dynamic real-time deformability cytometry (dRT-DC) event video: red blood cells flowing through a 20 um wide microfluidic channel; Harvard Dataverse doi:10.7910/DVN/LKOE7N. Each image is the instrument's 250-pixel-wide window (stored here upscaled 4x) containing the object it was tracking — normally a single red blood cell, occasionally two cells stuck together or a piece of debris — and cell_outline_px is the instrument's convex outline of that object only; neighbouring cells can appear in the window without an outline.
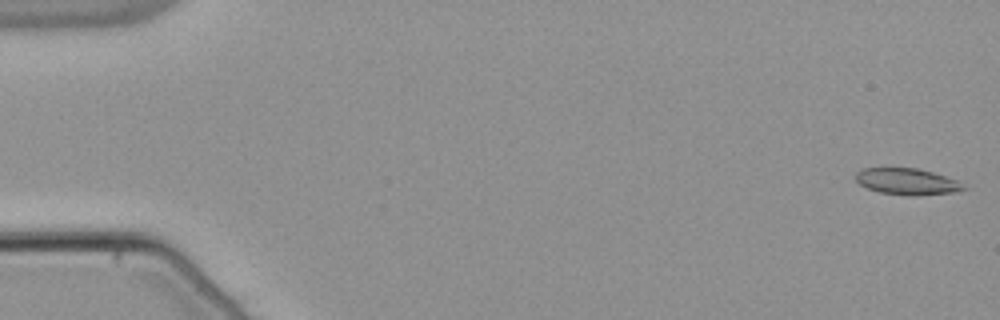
{"species": "common noctule bat (a hibernating species)", "species_latin": "Nyctalus noctula", "temperature_condition": "warm", "stored_images_in_passage": 54, "camera_frame_rate_fps": 3000, "um_per_image_px": 0.085, "animal": {"sex": "male", "body_mass_g": 21.5, "forearm_length_mm": 52.0}, "frame": {"image": 1, "passage_image": 1, "time_ms": 0.0, "image_size_px": [1000, 320], "cell_outline_px": [[968, 188], [952, 192], [916, 196], [908, 196], [880, 192], [868, 188], [860, 184], [856, 180], [856, 172], [860, 168], [916, 168], [932, 172], [960, 180]], "centroid_in_image_um": [77.13, 15.43], "position_along_channel_um": 7.9, "area_um2": 16.7}}
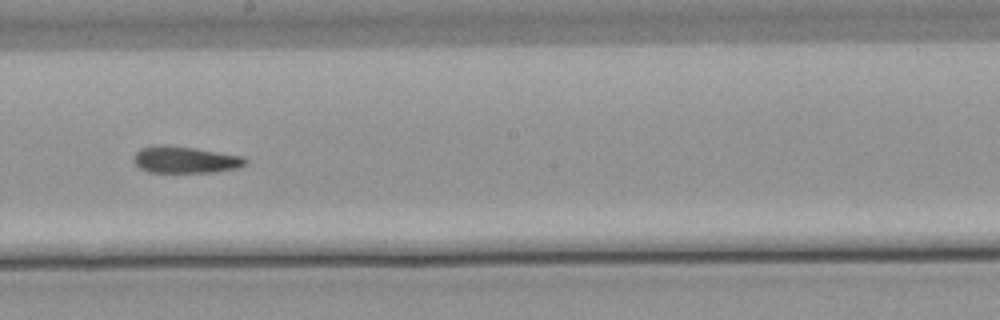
{"frame": {"image": 2, "passage_image": 31, "time_ms": 10.0, "image_size_px": [1000, 320], "cell_outline_px": [[248, 164], [236, 168], [216, 172], [148, 172], [140, 168], [132, 160], [136, 152], [140, 148], [156, 144], [168, 144], [196, 148], [244, 156], [248, 160]], "centroid_in_image_um": [15.74, 13.56], "position_along_channel_um": 232.5, "area_um2": 17.74}}
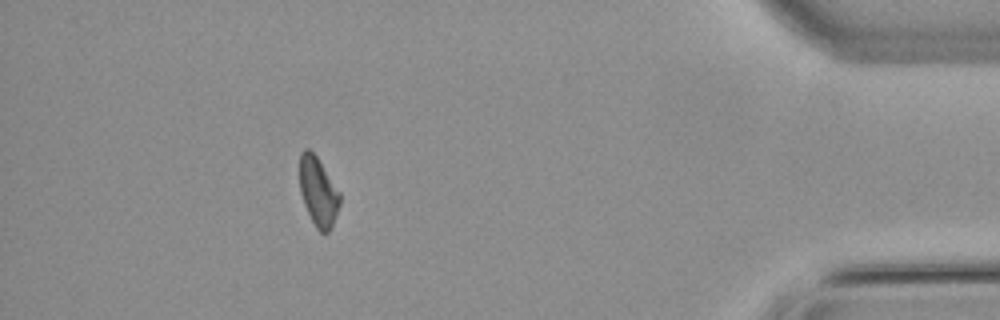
{"frame": {"image": 3, "passage_image": 49, "time_ms": 16.0, "image_size_px": [1000, 320], "cell_outline_px": [[340, 204], [336, 216], [328, 232], [320, 232], [316, 228], [304, 204], [300, 192], [300, 152], [304, 148], [308, 148], [316, 156], [340, 192]], "centroid_in_image_um": [27.04, 16.28], "position_along_channel_um": 408.2, "area_um2": 15.95}, "authors_computed_cell_mechanics": {"area_um2": 17.1955, "velocity_mm_per_s": 3.8014, "shape_relaxation_time_tau1_ms": null, "shape_relaxation_time_tau2_ms": 11.3299, "deformation_change_tau1": null, "deformation_change_tau2": 0.2104}}